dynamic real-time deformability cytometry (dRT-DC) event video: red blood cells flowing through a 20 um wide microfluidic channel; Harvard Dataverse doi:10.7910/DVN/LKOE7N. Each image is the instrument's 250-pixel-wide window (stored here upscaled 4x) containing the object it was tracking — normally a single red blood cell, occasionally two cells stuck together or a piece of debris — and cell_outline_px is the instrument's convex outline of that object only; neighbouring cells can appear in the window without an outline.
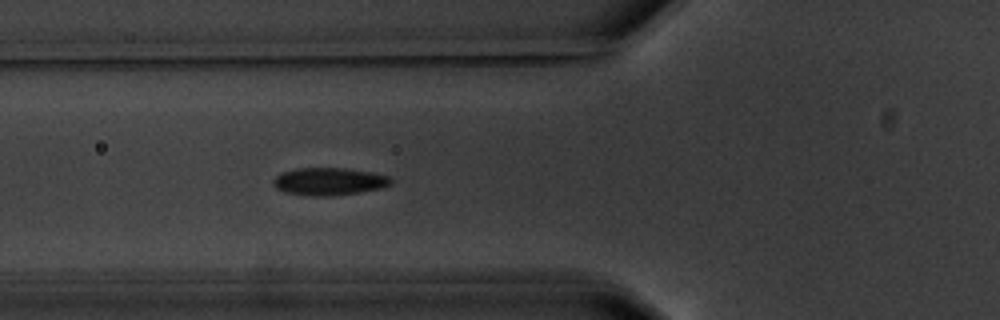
{"species": "common noctule bat (a hibernating species)", "species_latin": "Nyctalus noctula", "temperature_condition": "warm", "stored_images_in_passage": 7, "camera_frame_rate_fps": 3000, "um_per_image_px": 0.085, "animal": {"sex": "male", "body_mass_g": 20.1, "forearm_length_mm": 53.5}, "frame": {"image": 1, "passage_image": 7, "time_ms": 7.0, "image_size_px": [1000, 320], "cell_outline_px": [[392, 184], [384, 188], [360, 192], [332, 196], [312, 196], [284, 192], [276, 188], [272, 184], [272, 180], [280, 172], [296, 168], [344, 168], [372, 172], [388, 176], [392, 180]], "centroid_in_image_um": [27.96, 15.42], "position_along_channel_um": 97.8, "area_um2": 19.13}}